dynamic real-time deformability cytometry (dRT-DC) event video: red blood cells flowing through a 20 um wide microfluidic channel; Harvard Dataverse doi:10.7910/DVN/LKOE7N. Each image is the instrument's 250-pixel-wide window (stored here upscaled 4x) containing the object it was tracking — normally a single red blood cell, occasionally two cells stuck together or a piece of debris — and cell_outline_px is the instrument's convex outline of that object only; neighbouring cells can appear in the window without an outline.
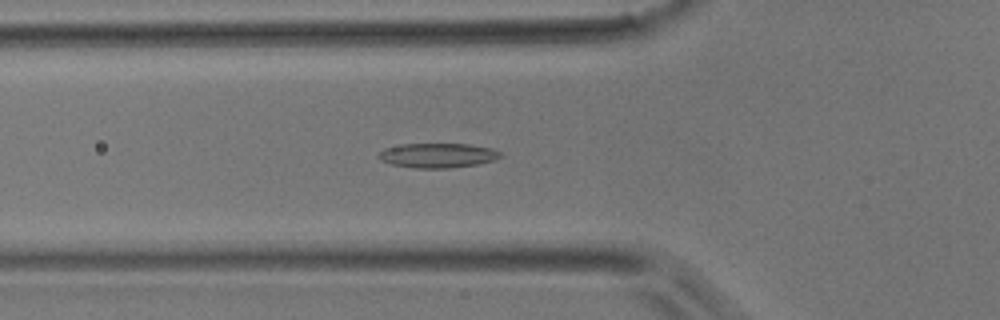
{"species": "common noctule bat (a hibernating species)", "species_latin": "Nyctalus noctula", "temperature_condition": "room temperature", "stored_images_in_passage": 43, "camera_frame_rate_fps": 3000, "um_per_image_px": 0.085, "animal": {"sex": "male", "body_mass_g": 17.9}, "frame": {"image": 1, "passage_image": 14, "time_ms": 4.333, "image_size_px": [1000, 320], "cell_outline_px": [[504, 156], [492, 160], [476, 164], [448, 168], [412, 168], [392, 164], [380, 160], [376, 156], [384, 148], [404, 144], [468, 144], [492, 148], [504, 152]], "centroid_in_image_um": [37.22, 13.21], "position_along_channel_um": 88.6, "area_um2": 17.51}}
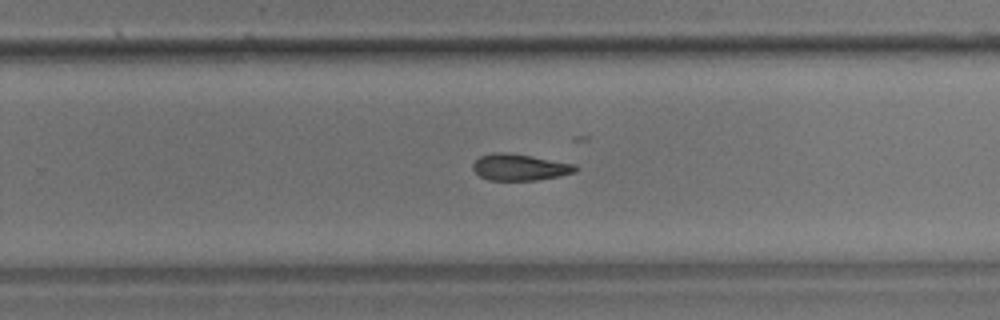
{"frame": {"image": 2, "passage_image": 27, "time_ms": 8.667, "image_size_px": [1000, 320], "cell_outline_px": [[580, 168], [576, 172], [560, 176], [536, 180], [488, 180], [480, 176], [472, 168], [472, 164], [480, 156], [492, 152], [508, 152], [576, 164]], "centroid_in_image_um": [44.2, 14.21], "position_along_channel_um": 285.6, "area_um2": 15.95}}
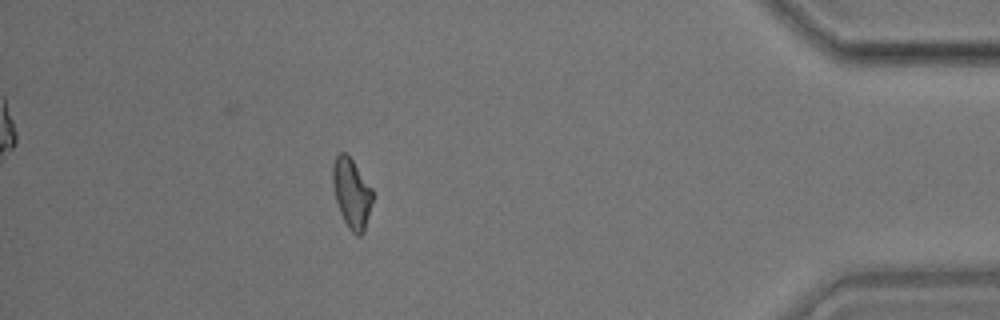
{"frame": {"image": 3, "passage_image": 38, "time_ms": 12.333, "image_size_px": [1000, 320], "cell_outline_px": [[372, 200], [364, 232], [360, 236], [356, 236], [348, 228], [340, 212], [336, 200], [332, 184], [332, 168], [336, 156], [340, 152], [344, 152], [352, 160], [372, 188]], "centroid_in_image_um": [29.87, 16.44], "position_along_channel_um": 405.3, "area_um2": 16.01}}